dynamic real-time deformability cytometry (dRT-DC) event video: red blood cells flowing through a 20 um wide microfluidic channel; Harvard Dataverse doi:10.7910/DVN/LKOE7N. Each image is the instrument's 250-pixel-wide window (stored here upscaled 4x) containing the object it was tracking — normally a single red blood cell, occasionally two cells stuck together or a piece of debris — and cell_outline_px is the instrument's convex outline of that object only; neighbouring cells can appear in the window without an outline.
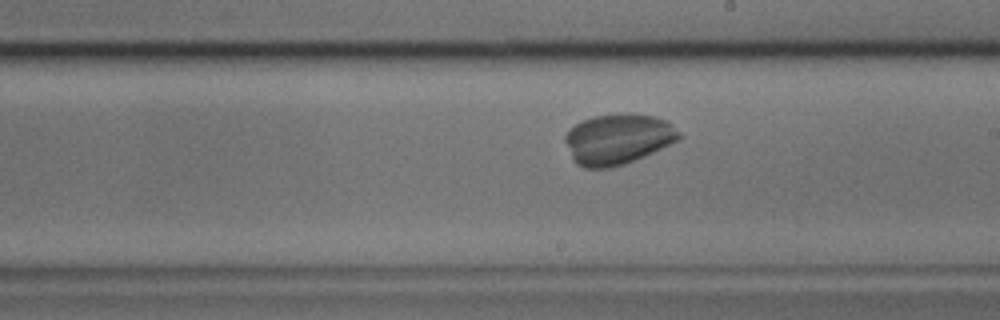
{"species": "common noctule bat (a hibernating species)", "species_latin": "Nyctalus noctula", "temperature_condition": "cold", "stored_images_in_passage": 40, "camera_frame_rate_fps": 3000, "um_per_image_px": 0.085, "animal": {"sex": "male", "body_mass_g": 17.9, "forearm_length_mm": 54.2}, "frame": {"image": 1, "passage_image": 23, "time_ms": 7.333, "image_size_px": [1000, 320], "cell_outline_px": [[684, 136], [680, 140], [644, 156], [624, 164], [608, 168], [584, 168], [576, 164], [572, 160], [564, 140], [564, 136], [576, 124], [592, 116], [628, 112], [656, 116], [668, 120]], "centroid_in_image_um": [52.56, 11.81], "position_along_channel_um": 236.4, "area_um2": 33.99}}
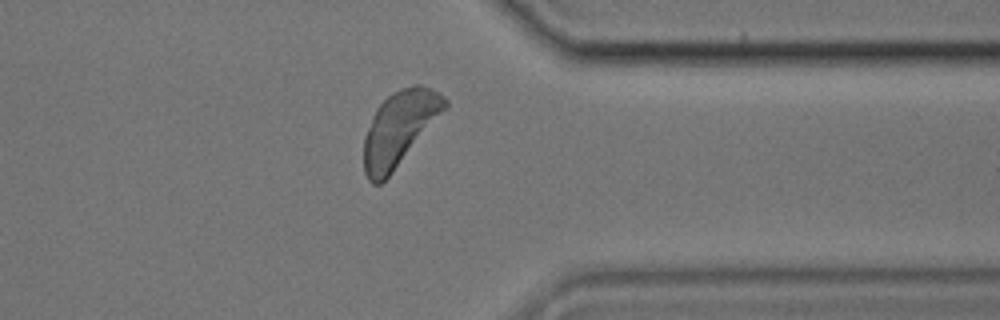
{"frame": {"image": 2, "passage_image": 34, "time_ms": 11.0, "image_size_px": [1000, 320], "cell_outline_px": [[448, 108], [392, 172], [380, 184], [372, 184], [368, 180], [364, 172], [364, 136], [372, 116], [376, 108], [392, 92], [400, 88], [412, 84], [420, 84], [444, 96], [448, 100]], "centroid_in_image_um": [33.95, 10.9], "position_along_channel_um": 377.4, "area_um2": 35.03}}